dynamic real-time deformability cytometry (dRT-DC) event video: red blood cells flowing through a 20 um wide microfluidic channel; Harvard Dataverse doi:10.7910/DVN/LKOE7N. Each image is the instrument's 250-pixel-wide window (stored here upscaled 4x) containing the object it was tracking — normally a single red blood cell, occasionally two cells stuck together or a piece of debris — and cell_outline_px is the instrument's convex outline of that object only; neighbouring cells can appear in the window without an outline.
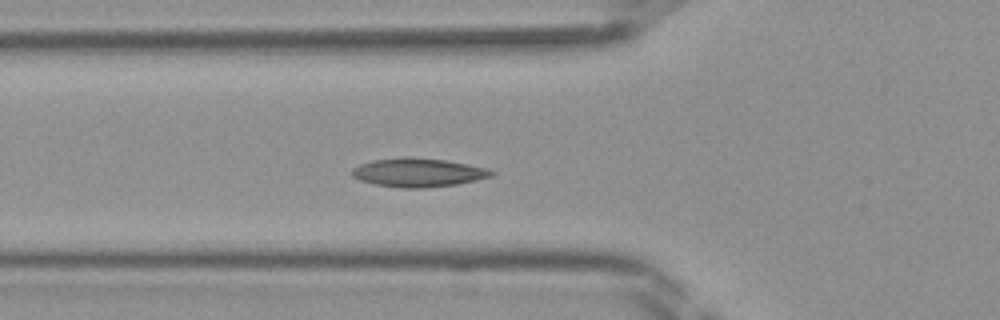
{"species": "Egyptian fruit bat (a non-hibernating species)", "species_latin": "Rousettus aegyptiacus", "temperature_condition": "room temperature", "stored_images_in_passage": 28, "camera_frame_rate_fps": 3000, "um_per_image_px": 0.085, "frame": {"image": 1, "passage_image": 2, "time_ms": 0.333, "image_size_px": [1000, 320], "cell_outline_px": [[496, 172], [492, 176], [476, 180], [456, 184], [428, 188], [404, 188], [376, 184], [360, 180], [352, 176], [352, 168], [360, 164], [372, 160], [404, 156], [412, 156], [444, 160], [468, 164], [488, 168]], "centroid_in_image_um": [35.55, 14.65], "position_along_channel_um": 90.2, "area_um2": 23.47}}
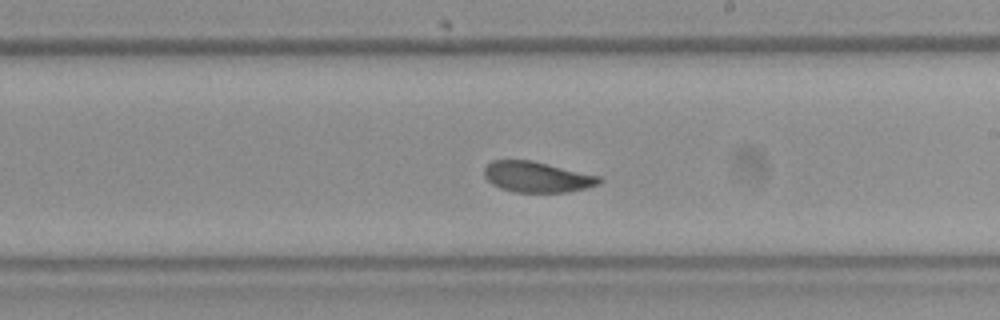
{"frame": {"image": 2, "passage_image": 12, "time_ms": 3.667, "image_size_px": [1000, 320], "cell_outline_px": [[604, 180], [600, 184], [588, 188], [568, 192], [512, 192], [500, 188], [492, 184], [484, 176], [484, 168], [492, 160], [532, 160], [600, 176]], "centroid_in_image_um": [45.67, 15.04], "position_along_channel_um": 243.3, "area_um2": 20.75}}
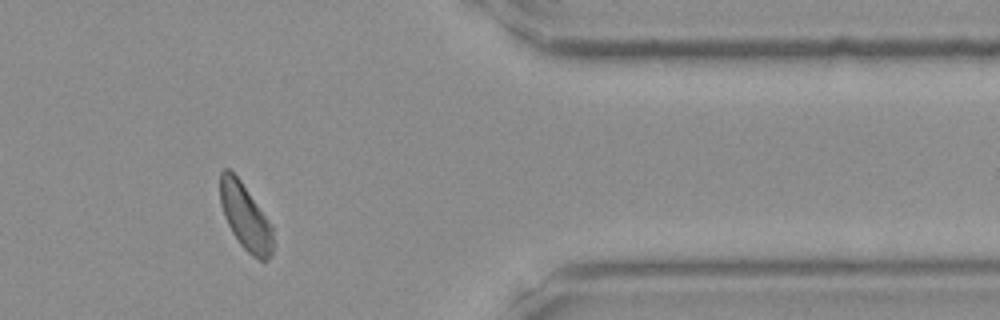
{"frame": {"image": 3, "passage_image": 23, "time_ms": 7.333, "image_size_px": [1000, 320], "cell_outline_px": [[272, 256], [268, 260], [260, 260], [252, 256], [240, 244], [232, 232], [224, 216], [220, 204], [220, 172], [224, 168], [228, 168], [240, 180], [272, 224]], "centroid_in_image_um": [20.85, 18.44], "position_along_channel_um": 390.6, "area_um2": 20.29}}